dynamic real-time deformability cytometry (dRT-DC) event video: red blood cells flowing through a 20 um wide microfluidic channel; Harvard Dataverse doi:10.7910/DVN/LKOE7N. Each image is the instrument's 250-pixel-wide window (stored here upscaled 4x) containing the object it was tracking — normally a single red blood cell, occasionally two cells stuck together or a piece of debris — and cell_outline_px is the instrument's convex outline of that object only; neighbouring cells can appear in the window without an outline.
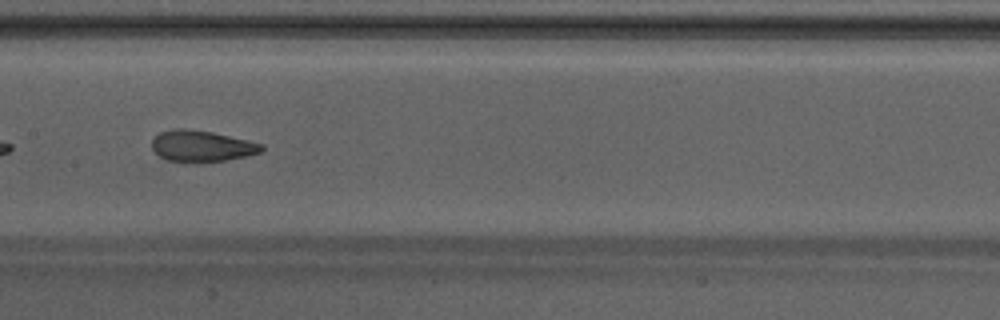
{"species": "Egyptian fruit bat (a non-hibernating species)", "species_latin": "Rousettus aegyptiacus", "temperature_condition": "warm", "stored_images_in_passage": 35, "camera_frame_rate_fps": 3000, "um_per_image_px": 0.085, "animal": {"sex": "male"}, "frame": {"image": 1, "passage_image": 11, "time_ms": 3.333, "image_size_px": [1000, 320], "cell_outline_px": [[264, 148], [260, 152], [244, 156], [224, 160], [168, 160], [160, 156], [152, 148], [152, 140], [160, 132], [176, 128], [184, 128], [212, 132], [248, 140], [264, 144]], "centroid_in_image_um": [17.15, 12.37], "position_along_channel_um": 190.2, "area_um2": 19.25}}
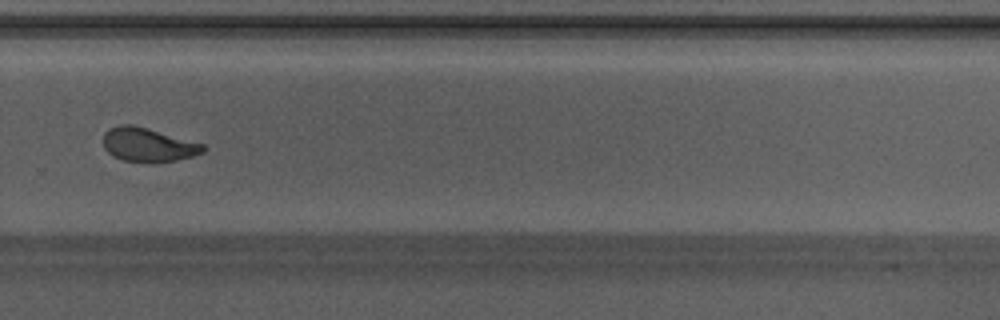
{"frame": {"image": 2, "passage_image": 20, "time_ms": 6.333, "image_size_px": [1000, 320], "cell_outline_px": [[208, 148], [204, 152], [192, 156], [176, 160], [152, 164], [148, 164], [124, 160], [112, 156], [104, 148], [104, 132], [108, 128], [120, 124], [132, 124], [148, 128], [204, 144]], "centroid_in_image_um": [12.59, 12.32], "position_along_channel_um": 317.2, "area_um2": 20.11}, "authors_computed_cell_mechanics": {"area_um2": 20.2878, "velocity_mm_per_s": 4.2451, "shape_relaxation_time_tau1_ms": null, "shape_relaxation_time_tau2_ms": 1.4609, "deformation_change_tau1": null, "deformation_change_tau2": 0.0838}}